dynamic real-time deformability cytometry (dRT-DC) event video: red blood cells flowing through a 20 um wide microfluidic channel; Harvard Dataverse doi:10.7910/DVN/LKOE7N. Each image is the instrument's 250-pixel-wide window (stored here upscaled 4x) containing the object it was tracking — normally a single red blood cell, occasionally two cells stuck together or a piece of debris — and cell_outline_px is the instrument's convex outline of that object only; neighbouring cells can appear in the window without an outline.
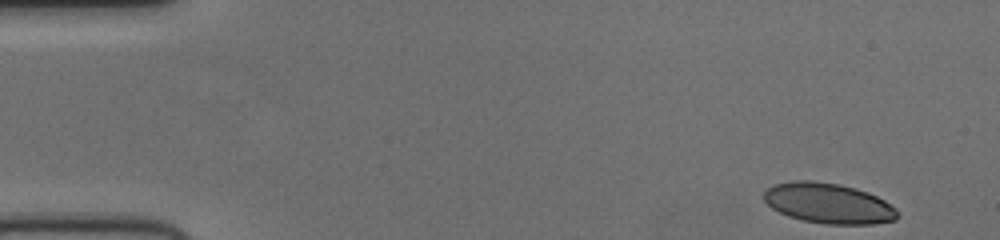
{"species": "human", "species_latin": "Homo sapiens", "temperature_condition": "cold", "stored_images_in_passage": 49, "camera_frame_rate_fps": 3000, "um_per_image_px": 0.085, "donor": {"sex": "female"}, "frame": {"image": 1, "passage_image": 1, "time_ms": 0.0, "image_size_px": [1000, 240], "cell_outline_px": [[900, 216], [896, 220], [872, 224], [828, 224], [804, 220], [788, 216], [772, 208], [764, 200], [764, 192], [772, 184], [792, 180], [812, 180], [840, 184], [856, 188], [868, 192], [884, 200], [896, 208]], "centroid_in_image_um": [70.43, 17.27], "position_along_channel_um": 14.6, "area_um2": 31.56}}
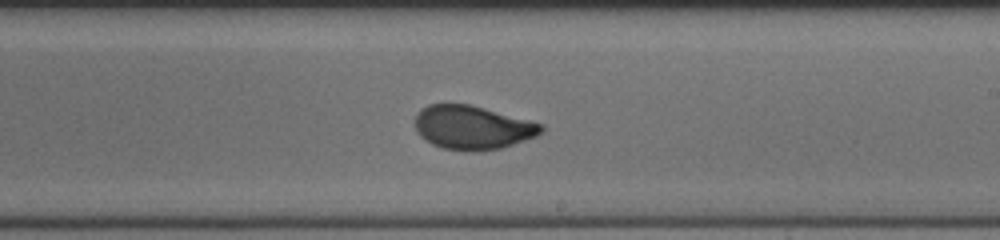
{"frame": {"image": 2, "passage_image": 28, "time_ms": 9.0, "image_size_px": [1000, 240], "cell_outline_px": [[544, 132], [536, 136], [500, 148], [472, 152], [468, 152], [444, 148], [432, 144], [420, 136], [416, 132], [416, 116], [420, 108], [428, 104], [472, 104], [532, 120], [544, 124]], "centroid_in_image_um": [40.19, 10.82], "position_along_channel_um": 248.8, "area_um2": 32.54}}
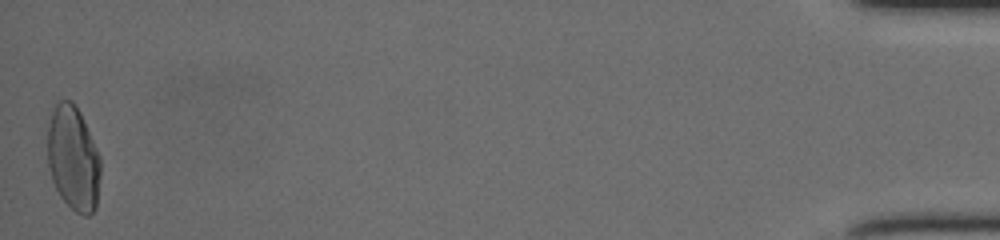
{"frame": {"image": 3, "passage_image": 49, "time_ms": 16.0, "image_size_px": [1000, 240], "cell_outline_px": [[100, 176], [96, 208], [88, 216], [84, 216], [76, 212], [60, 196], [52, 180], [48, 164], [48, 128], [52, 112], [56, 104], [60, 100], [72, 100], [80, 112], [100, 156]], "centroid_in_image_um": [6.23, 13.47], "position_along_channel_um": 429.0, "area_um2": 32.14}}